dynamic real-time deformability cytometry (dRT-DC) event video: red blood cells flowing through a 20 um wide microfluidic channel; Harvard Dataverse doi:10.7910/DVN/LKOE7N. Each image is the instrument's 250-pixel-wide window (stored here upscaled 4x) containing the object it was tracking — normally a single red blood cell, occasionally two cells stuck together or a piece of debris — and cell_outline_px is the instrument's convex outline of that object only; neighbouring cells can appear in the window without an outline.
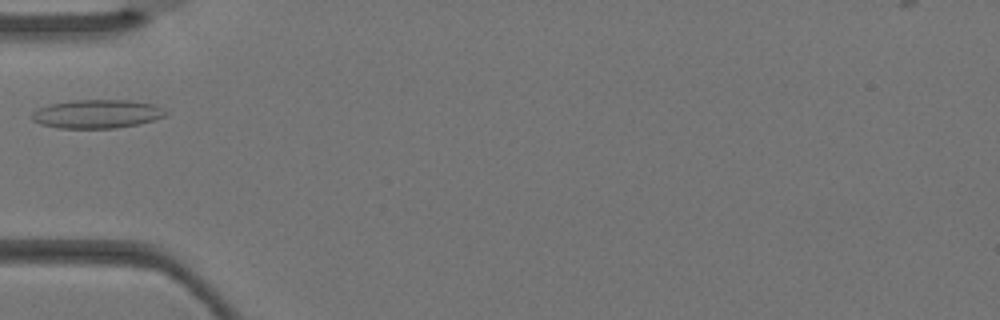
{"species": "Egyptian fruit bat (a non-hibernating species)", "species_latin": "Rousettus aegyptiacus", "temperature_condition": "warm", "stored_images_in_passage": 2, "camera_frame_rate_fps": 3000, "um_per_image_px": 0.085, "animal": {"sex": "female"}, "frame": {"image": 1, "passage_image": 2, "time_ms": 0.333, "image_size_px": [1000, 320], "cell_outline_px": [[168, 112], [164, 116], [152, 120], [136, 124], [116, 128], [56, 128], [40, 124], [32, 120], [32, 112], [36, 108], [48, 104], [72, 100], [132, 100], [156, 104]], "centroid_in_image_um": [8.21, 9.67], "position_along_channel_um": 76.8, "area_um2": 22.48}}